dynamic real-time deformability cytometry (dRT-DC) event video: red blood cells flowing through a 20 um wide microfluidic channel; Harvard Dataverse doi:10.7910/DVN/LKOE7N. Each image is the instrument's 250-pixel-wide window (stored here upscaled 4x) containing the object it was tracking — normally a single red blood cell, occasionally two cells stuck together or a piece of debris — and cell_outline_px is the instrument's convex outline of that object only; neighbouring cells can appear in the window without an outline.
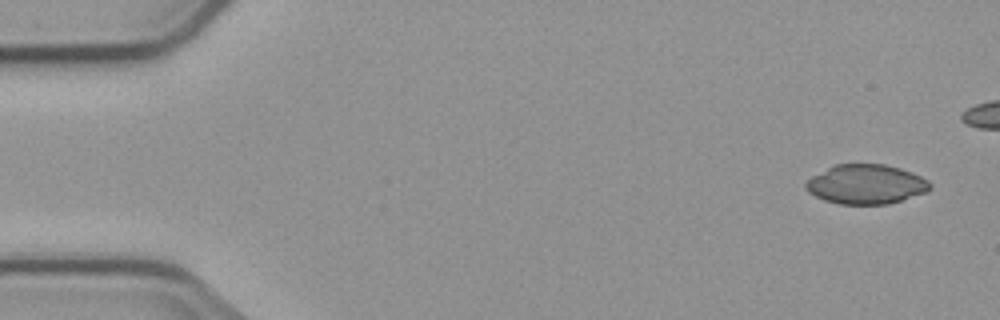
{"species": "common noctule bat (a hibernating species)", "species_latin": "Nyctalus noctula", "temperature_condition": "cold", "stored_images_in_passage": 5, "camera_frame_rate_fps": 3000, "um_per_image_px": 0.085, "animal": {"sex": "male", "body_mass_g": 23.1, "forearm_length_mm": 52.7}, "frame": {"image": 1, "passage_image": 1, "time_ms": 0.0, "image_size_px": [1000, 320], "cell_outline_px": [[932, 188], [924, 192], [888, 204], [840, 204], [824, 200], [808, 192], [804, 188], [804, 184], [812, 176], [836, 164], [884, 164], [900, 168], [912, 172], [928, 180], [932, 184]], "centroid_in_image_um": [73.6, 15.66], "position_along_channel_um": 11.4, "area_um2": 28.44}}